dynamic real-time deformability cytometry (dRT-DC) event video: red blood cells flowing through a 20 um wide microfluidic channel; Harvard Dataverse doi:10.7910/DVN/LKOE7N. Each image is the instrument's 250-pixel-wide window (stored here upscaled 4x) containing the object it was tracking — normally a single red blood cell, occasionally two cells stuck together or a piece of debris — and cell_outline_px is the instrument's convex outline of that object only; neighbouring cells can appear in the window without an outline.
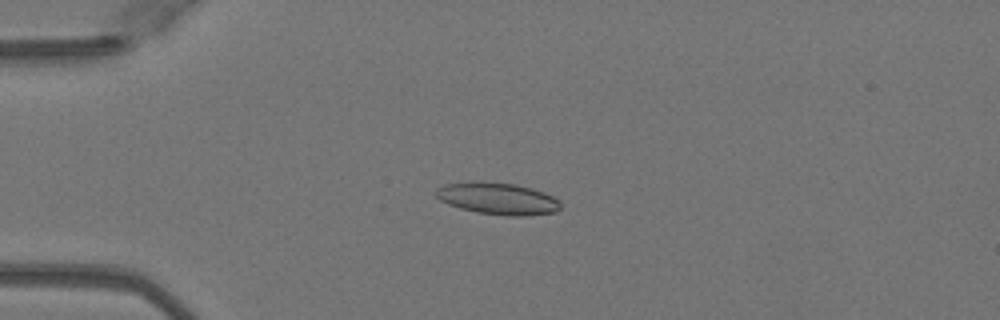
{"species": "Egyptian fruit bat (a non-hibernating species)", "species_latin": "Rousettus aegyptiacus", "temperature_condition": "warm", "stored_images_in_passage": 41, "camera_frame_rate_fps": 3000, "um_per_image_px": 0.085, "animal": {"sex": "female"}, "frame": {"image": 1, "passage_image": 4, "time_ms": 1.0, "image_size_px": [1000, 320], "cell_outline_px": [[560, 208], [556, 212], [528, 216], [504, 216], [476, 212], [460, 208], [448, 204], [440, 200], [436, 196], [436, 188], [444, 184], [516, 184], [532, 188], [544, 192], [560, 200]], "centroid_in_image_um": [42.38, 16.93], "position_along_channel_um": 42.6, "area_um2": 22.54}}
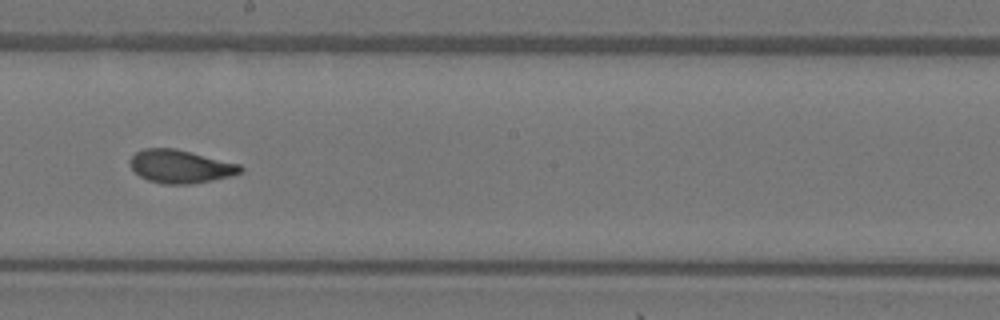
{"frame": {"image": 2, "passage_image": 20, "time_ms": 6.333, "image_size_px": [1000, 320], "cell_outline_px": [[244, 172], [232, 176], [212, 180], [188, 184], [164, 184], [148, 180], [140, 176], [132, 168], [128, 160], [136, 152], [144, 148], [176, 148], [240, 164], [244, 168]], "centroid_in_image_um": [15.36, 14.14], "position_along_channel_um": 232.8, "area_um2": 21.44}}
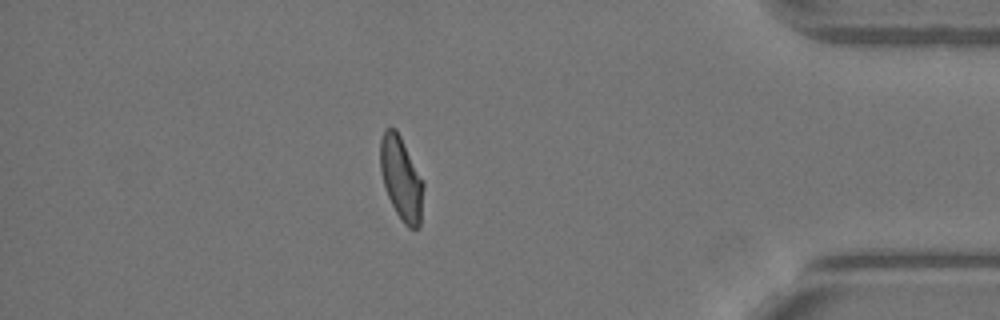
{"frame": {"image": 3, "passage_image": 35, "time_ms": 11.333, "image_size_px": [1000, 320], "cell_outline_px": [[424, 184], [420, 228], [408, 228], [404, 224], [396, 212], [388, 196], [384, 184], [380, 168], [380, 140], [384, 128], [396, 128], [424, 180]], "centroid_in_image_um": [34.12, 15.16], "position_along_channel_um": 401.1, "area_um2": 21.1}, "authors_computed_cell_mechanics": {"area_um2": 21.5016, "velocity_mm_per_s": 4.0739, "shape_relaxation_time_tau1_ms": 11.0492, "shape_relaxation_time_tau2_ms": 1.1324, "deformation_change_tau1": 0.2729, "deformation_change_tau2": 0.0715}}